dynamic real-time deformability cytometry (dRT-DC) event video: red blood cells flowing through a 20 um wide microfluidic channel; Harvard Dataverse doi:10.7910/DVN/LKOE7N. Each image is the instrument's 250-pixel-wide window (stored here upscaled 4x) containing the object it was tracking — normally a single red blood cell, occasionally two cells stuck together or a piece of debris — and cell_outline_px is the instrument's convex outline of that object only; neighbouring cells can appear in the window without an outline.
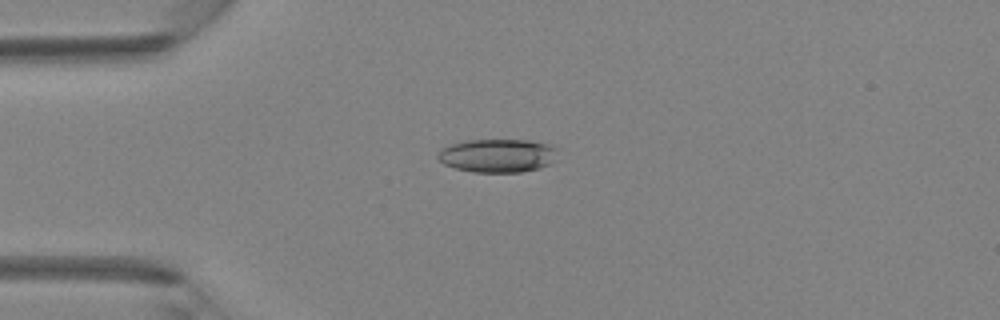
{"species": "Egyptian fruit bat (a non-hibernating species)", "species_latin": "Rousettus aegyptiacus", "temperature_condition": "room temperature", "stored_images_in_passage": 4, "camera_frame_rate_fps": 3000, "um_per_image_px": 0.085, "animal": {"sex": "female"}, "frame": {"image": 1, "passage_image": 4, "time_ms": 3.333, "image_size_px": [1000, 320], "cell_outline_px": [[556, 160], [552, 164], [540, 168], [520, 172], [472, 172], [456, 168], [444, 164], [436, 156], [440, 148], [452, 144], [468, 140], [528, 140], [556, 144]], "centroid_in_image_um": [42.35, 13.22], "position_along_channel_um": 42.7, "area_um2": 23.7}}